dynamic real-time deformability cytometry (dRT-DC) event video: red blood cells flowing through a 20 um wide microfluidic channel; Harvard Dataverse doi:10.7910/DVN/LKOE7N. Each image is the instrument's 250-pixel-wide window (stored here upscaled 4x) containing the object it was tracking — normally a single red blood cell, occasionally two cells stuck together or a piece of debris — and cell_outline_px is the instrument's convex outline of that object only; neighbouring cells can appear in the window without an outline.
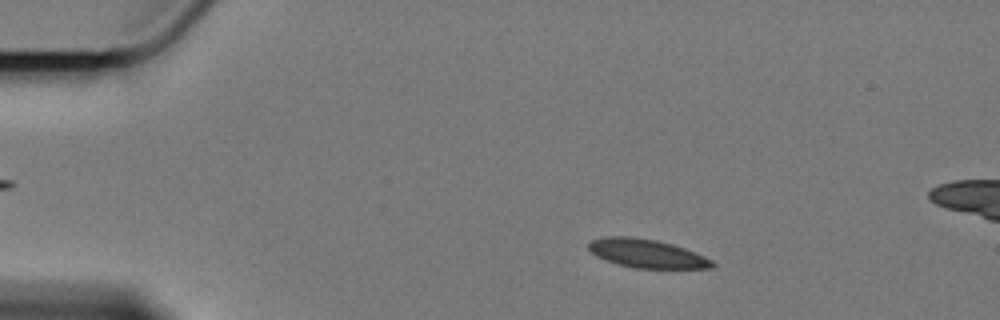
{"species": "Egyptian fruit bat (a non-hibernating species)", "species_latin": "Rousettus aegyptiacus", "temperature_condition": "cold", "stored_images_in_passage": 59, "camera_frame_rate_fps": 3000, "um_per_image_px": 0.085, "animal": {"sex": "female"}, "frame": {"image": 1, "passage_image": 9, "time_ms": 2.667, "image_size_px": [1000, 320], "cell_outline_px": [[716, 264], [712, 268], [636, 268], [616, 264], [604, 260], [596, 256], [588, 248], [588, 244], [592, 240], [608, 236], [628, 236], [656, 240], [672, 244], [684, 248], [704, 256], [712, 260]], "centroid_in_image_um": [54.96, 21.55], "position_along_channel_um": 30.0, "area_um2": 20.52}}
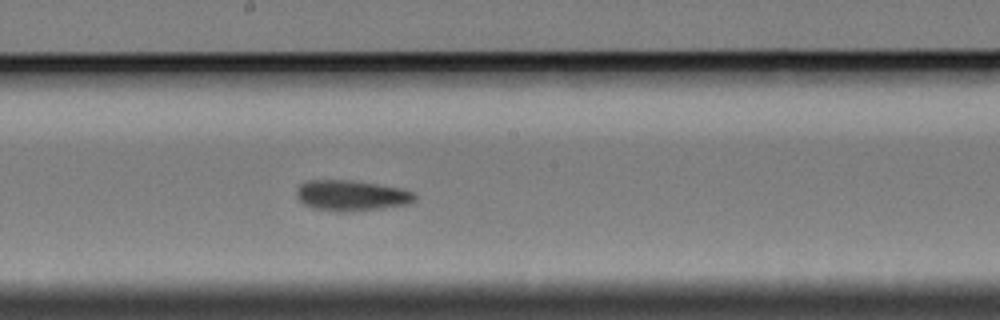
{"frame": {"image": 2, "passage_image": 31, "time_ms": 10.0, "image_size_px": [1000, 320], "cell_outline_px": [[416, 200], [412, 204], [348, 212], [336, 212], [312, 208], [304, 204], [296, 196], [296, 188], [300, 184], [308, 180], [352, 180], [400, 188], [416, 192]], "centroid_in_image_um": [29.88, 16.62], "position_along_channel_um": 218.3, "area_um2": 21.39}}
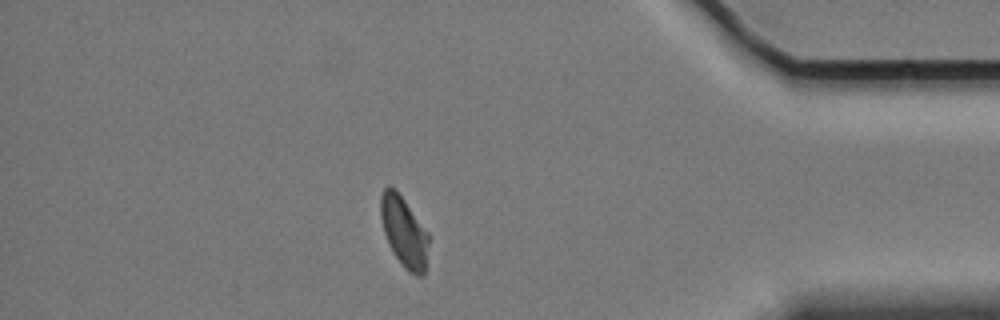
{"frame": {"image": 3, "passage_image": 50, "time_ms": 16.333, "image_size_px": [1000, 320], "cell_outline_px": [[428, 244], [424, 276], [420, 276], [408, 272], [404, 268], [388, 244], [384, 232], [380, 216], [380, 196], [384, 188], [388, 184], [404, 200], [428, 232]], "centroid_in_image_um": [34.33, 19.71], "position_along_channel_um": 400.9, "area_um2": 19.42}}